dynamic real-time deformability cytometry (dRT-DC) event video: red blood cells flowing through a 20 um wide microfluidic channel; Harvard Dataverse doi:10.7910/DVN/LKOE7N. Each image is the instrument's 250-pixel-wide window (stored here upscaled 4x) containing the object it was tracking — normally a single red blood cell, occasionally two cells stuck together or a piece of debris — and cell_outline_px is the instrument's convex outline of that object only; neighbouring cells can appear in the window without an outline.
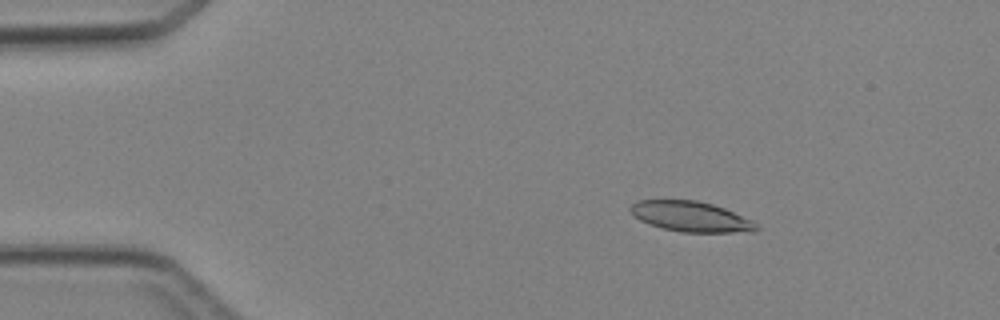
{"species": "Egyptian fruit bat (a non-hibernating species)", "species_latin": "Rousettus aegyptiacus", "temperature_condition": "cold", "stored_images_in_passage": 7, "camera_frame_rate_fps": 3000, "um_per_image_px": 0.085, "animal": {"sex": "female"}, "frame": {"image": 1, "passage_image": 3, "time_ms": 2.333, "image_size_px": [1000, 320], "cell_outline_px": [[760, 228], [756, 232], [680, 232], [664, 228], [640, 220], [628, 208], [636, 200], [696, 200], [712, 204], [724, 208], [752, 220]], "centroid_in_image_um": [58.76, 18.41], "position_along_channel_um": 26.2, "area_um2": 22.08}}
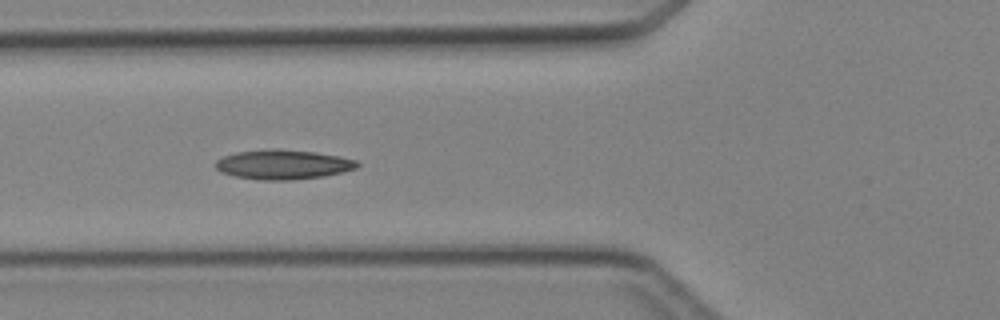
{"frame": {"image": 2, "passage_image": 6, "time_ms": 5.667, "image_size_px": [1000, 320], "cell_outline_px": [[360, 164], [356, 168], [344, 172], [324, 176], [288, 180], [264, 180], [236, 176], [220, 172], [216, 168], [216, 160], [224, 156], [236, 152], [272, 148], [280, 148], [316, 152], [340, 156], [356, 160]], "centroid_in_image_um": [24.08, 13.97], "position_along_channel_um": 101.7, "area_um2": 24.51}}
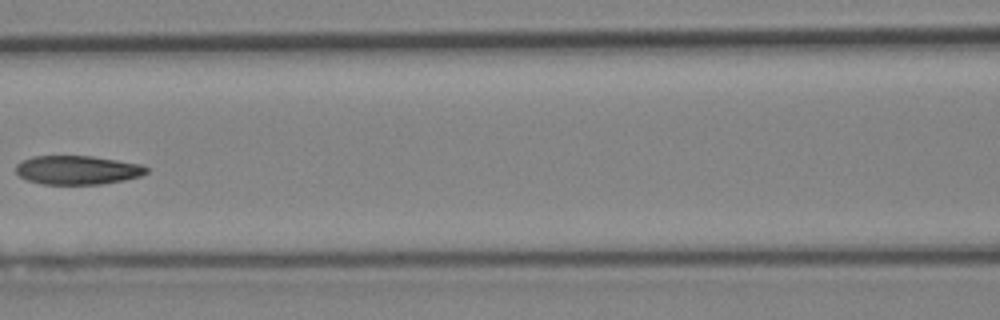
{"frame": {"image": 3, "passage_image": 7, "time_ms": 7.0, "image_size_px": [1000, 320], "cell_outline_px": [[148, 172], [140, 176], [124, 180], [100, 184], [44, 184], [28, 180], [20, 176], [16, 172], [16, 164], [20, 160], [32, 156], [92, 156], [140, 164], [148, 168]], "centroid_in_image_um": [6.56, 14.44], "position_along_channel_um": 160.0, "area_um2": 21.91}}